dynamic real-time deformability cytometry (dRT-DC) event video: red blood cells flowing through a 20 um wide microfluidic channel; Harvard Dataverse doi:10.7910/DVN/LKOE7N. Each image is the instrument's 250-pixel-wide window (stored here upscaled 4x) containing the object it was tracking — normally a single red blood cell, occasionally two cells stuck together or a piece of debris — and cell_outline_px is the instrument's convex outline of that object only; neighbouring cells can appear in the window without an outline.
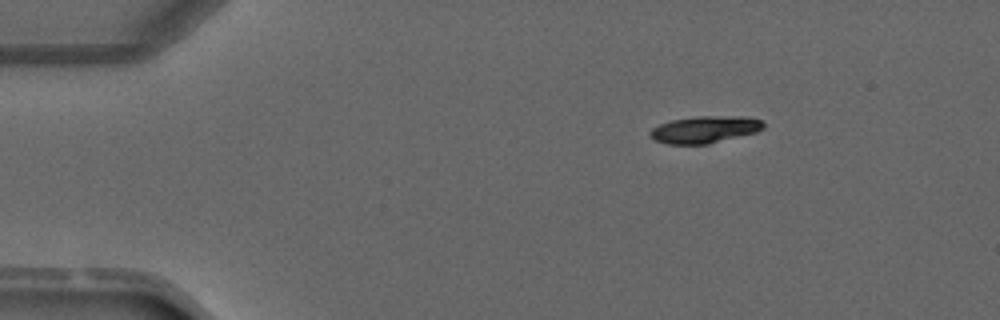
{"species": "common noctule bat (a hibernating species)", "species_latin": "Nyctalus noctula", "temperature_condition": "warm", "stored_images_in_passage": 3, "camera_frame_rate_fps": 3000, "um_per_image_px": 0.085, "animal": {"sex": "male", "forearm_length_mm": 52.5}, "frame": {"image": 1, "passage_image": 1, "time_ms": 0.0, "image_size_px": [1000, 320], "cell_outline_px": [[764, 128], [756, 132], [708, 144], [668, 144], [656, 140], [648, 132], [652, 128], [660, 124], [672, 120], [696, 116], [744, 116], [760, 120], [764, 124]], "centroid_in_image_um": [59.91, 11.0], "position_along_channel_um": 25.1, "area_um2": 17.69}}